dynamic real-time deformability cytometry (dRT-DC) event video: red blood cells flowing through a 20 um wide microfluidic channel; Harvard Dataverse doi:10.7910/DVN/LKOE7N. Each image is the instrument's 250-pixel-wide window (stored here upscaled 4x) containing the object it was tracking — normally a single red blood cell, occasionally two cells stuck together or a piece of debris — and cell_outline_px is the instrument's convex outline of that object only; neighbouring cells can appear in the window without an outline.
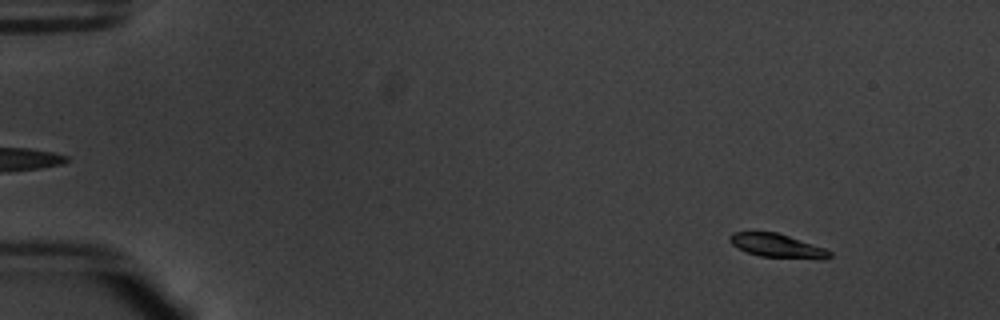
{"species": "common noctule bat (a hibernating species)", "species_latin": "Nyctalus noctula", "temperature_condition": "warm", "stored_images_in_passage": 55, "camera_frame_rate_fps": 3000, "um_per_image_px": 0.085, "animal": {"sex": "male", "body_mass_g": 20.1, "forearm_length_mm": 53.5}, "frame": {"image": 1, "passage_image": 6, "time_ms": 1.667, "image_size_px": [1000, 320], "cell_outline_px": [[832, 256], [824, 260], [820, 260], [760, 256], [748, 252], [732, 244], [728, 240], [728, 236], [732, 232], [776, 232], [824, 248], [832, 252]], "centroid_in_image_um": [66.09, 20.9], "position_along_channel_um": 18.9, "area_um2": 13.76}}
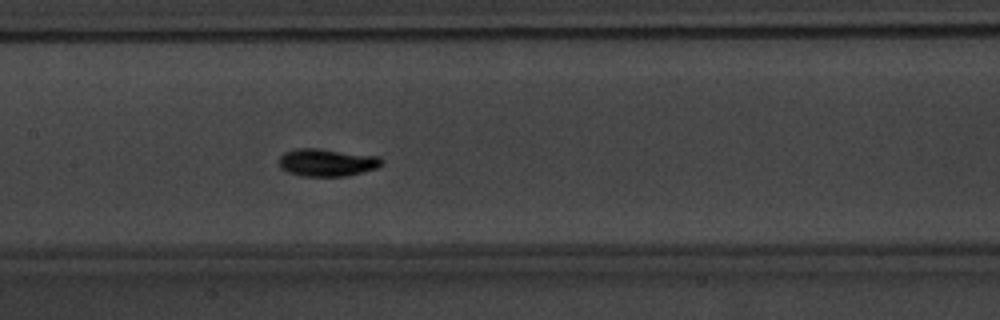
{"frame": {"image": 2, "passage_image": 28, "time_ms": 9.0, "image_size_px": [1000, 320], "cell_outline_px": [[384, 164], [376, 168], [348, 176], [300, 176], [288, 172], [280, 168], [280, 156], [284, 152], [296, 148], [320, 148], [380, 156], [384, 160]], "centroid_in_image_um": [27.82, 13.8], "position_along_channel_um": 179.6, "area_um2": 16.76}}
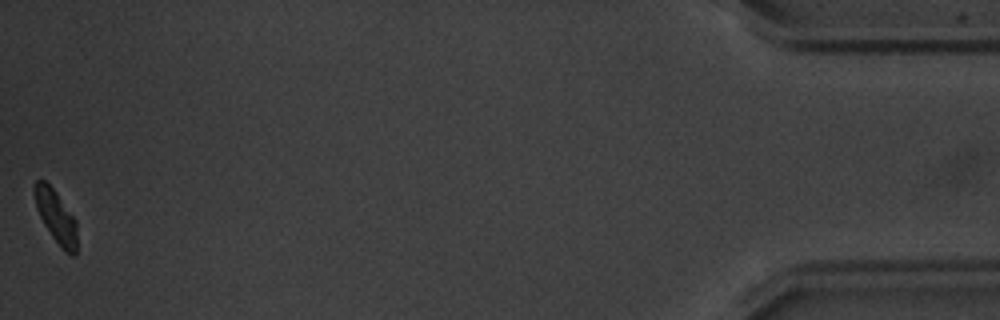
{"frame": {"image": 3, "passage_image": 55, "time_ms": 18.0, "image_size_px": [1000, 320], "cell_outline_px": [[76, 256], [72, 256], [64, 252], [60, 248], [44, 224], [36, 208], [32, 188], [36, 180], [44, 180], [56, 192], [76, 220]], "centroid_in_image_um": [4.74, 18.42], "position_along_channel_um": 430.5, "area_um2": 13.18}, "authors_computed_cell_mechanics": {"area_um2": 14.8546, "velocity_mm_per_s": 3.744, "shape_relaxation_time_tau1_ms": 4.4298, "shape_relaxation_time_tau2_ms": null, "deformation_change_tau1": 0.2171, "deformation_change_tau2": null}}